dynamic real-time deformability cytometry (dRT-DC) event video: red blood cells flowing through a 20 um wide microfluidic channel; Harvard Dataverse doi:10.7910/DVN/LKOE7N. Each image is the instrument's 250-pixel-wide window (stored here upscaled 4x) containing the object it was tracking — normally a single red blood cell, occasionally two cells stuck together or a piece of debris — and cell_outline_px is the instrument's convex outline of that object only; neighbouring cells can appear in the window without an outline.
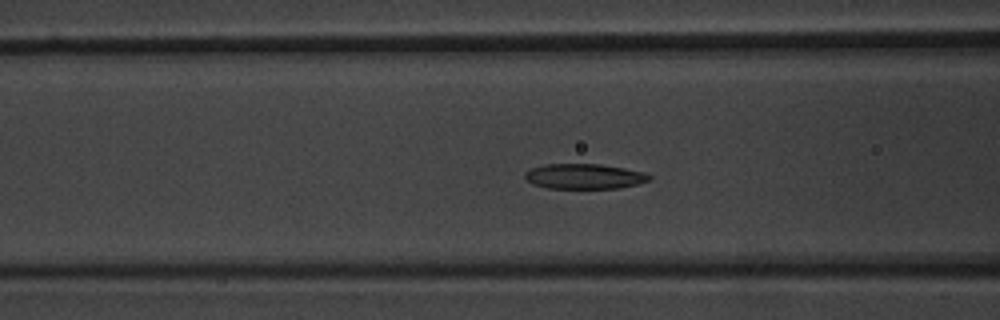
{"species": "common noctule bat (a hibernating species)", "species_latin": "Nyctalus noctula", "temperature_condition": "warm", "stored_images_in_passage": 52, "camera_frame_rate_fps": 3000, "um_per_image_px": 0.085, "animal": {"sex": "male", "body_mass_g": 20.1, "forearm_length_mm": 53.5}, "frame": {"image": 1, "passage_image": 21, "time_ms": 6.667, "image_size_px": [1000, 320], "cell_outline_px": [[652, 180], [620, 188], [548, 188], [532, 184], [524, 176], [524, 172], [532, 168], [544, 164], [600, 164], [624, 168], [644, 172], [652, 176]], "centroid_in_image_um": [49.68, 14.99], "position_along_channel_um": 116.9, "area_um2": 18.26}}
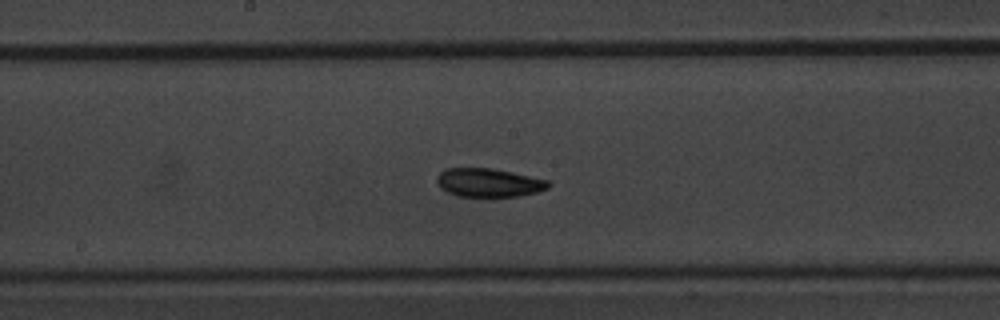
{"frame": {"image": 2, "passage_image": 28, "time_ms": 9.0, "image_size_px": [1000, 320], "cell_outline_px": [[552, 184], [548, 188], [536, 192], [520, 196], [456, 196], [440, 188], [436, 180], [436, 176], [444, 168], [492, 168], [512, 172], [548, 180]], "centroid_in_image_um": [41.52, 15.52], "position_along_channel_um": 206.7, "area_um2": 18.61}}
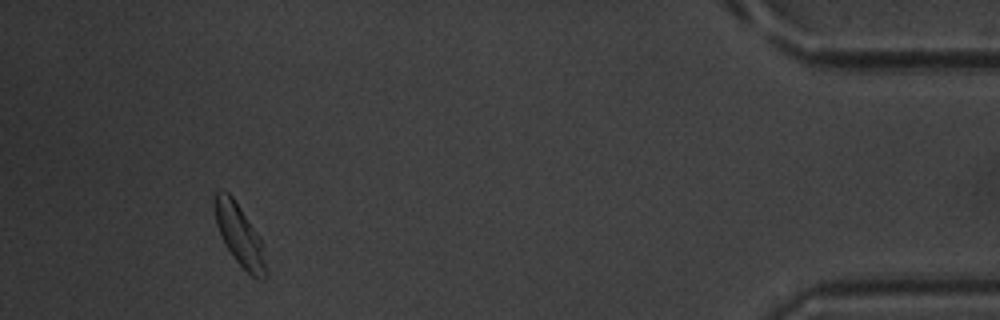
{"frame": {"image": 3, "passage_image": 49, "time_ms": 16.0, "image_size_px": [1000, 320], "cell_outline_px": [[268, 276], [264, 280], [256, 280], [236, 260], [224, 244], [216, 224], [212, 208], [212, 204], [216, 192], [220, 188], [228, 192], [232, 196], [260, 236], [268, 272]], "centroid_in_image_um": [20.35, 19.98], "position_along_channel_um": 414.9, "area_um2": 18.67}, "authors_computed_cell_mechanics": {"area_um2": 18.6405, "velocity_mm_per_s": 3.8433, "shape_relaxation_time_tau1_ms": 8.6465, "shape_relaxation_time_tau2_ms": 5.7602, "deformation_change_tau1": 0.252, "deformation_change_tau2": 0.1074}}